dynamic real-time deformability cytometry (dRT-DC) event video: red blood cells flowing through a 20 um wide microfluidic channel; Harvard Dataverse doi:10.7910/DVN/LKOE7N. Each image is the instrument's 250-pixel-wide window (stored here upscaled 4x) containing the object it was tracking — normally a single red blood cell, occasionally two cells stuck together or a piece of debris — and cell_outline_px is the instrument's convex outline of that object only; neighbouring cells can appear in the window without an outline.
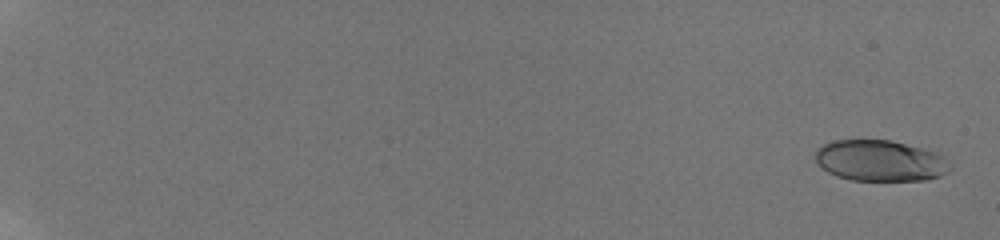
{"species": "human", "species_latin": "Homo sapiens", "temperature_condition": "room temperature", "stored_images_in_passage": 30, "camera_frame_rate_fps": 3000, "um_per_image_px": 0.085, "donor": {"sex": "male"}, "frame": {"image": 1, "passage_image": 2, "time_ms": 0.333, "image_size_px": [1000, 240], "cell_outline_px": [[952, 168], [948, 172], [940, 176], [928, 180], [852, 180], [836, 176], [828, 172], [816, 160], [816, 148], [820, 144], [836, 140], [892, 140], [936, 152], [944, 156]], "centroid_in_image_um": [74.83, 13.65], "position_along_channel_um": 10.2, "area_um2": 32.31}}
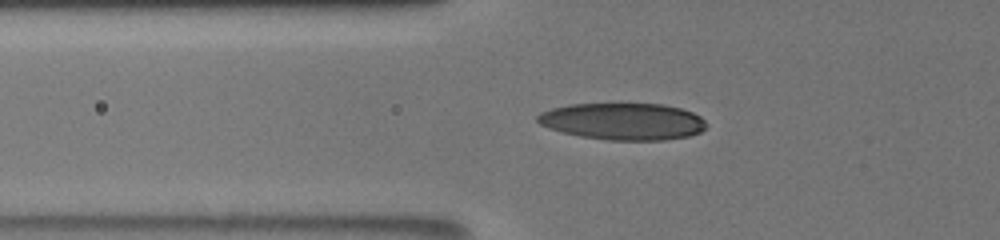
{"frame": {"image": 2, "passage_image": 19, "time_ms": 8.0, "image_size_px": [1000, 240], "cell_outline_px": [[708, 124], [700, 132], [688, 136], [664, 140], [608, 140], [580, 136], [548, 128], [540, 124], [536, 120], [536, 116], [540, 112], [552, 108], [568, 104], [664, 104], [680, 108], [692, 112], [700, 116]], "centroid_in_image_um": [52.94, 10.31], "position_along_channel_um": 72.9, "area_um2": 36.3}}
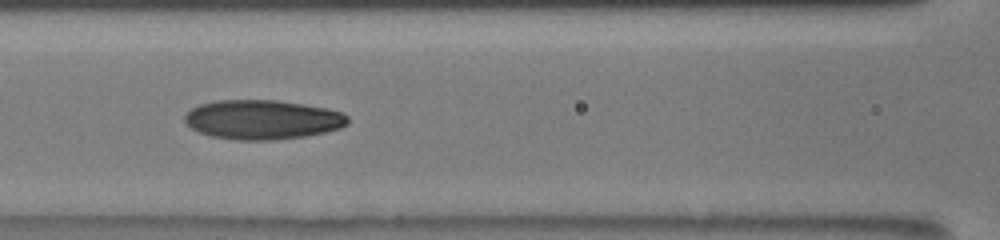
{"frame": {"image": 3, "passage_image": 24, "time_ms": 10.0, "image_size_px": [1000, 240], "cell_outline_px": [[348, 124], [340, 128], [324, 132], [304, 136], [276, 140], [240, 140], [212, 136], [196, 132], [184, 120], [184, 116], [192, 108], [200, 104], [216, 100], [276, 100], [324, 108], [340, 112], [348, 116]], "centroid_in_image_um": [22.28, 10.17], "position_along_channel_um": 144.3, "area_um2": 37.22}}